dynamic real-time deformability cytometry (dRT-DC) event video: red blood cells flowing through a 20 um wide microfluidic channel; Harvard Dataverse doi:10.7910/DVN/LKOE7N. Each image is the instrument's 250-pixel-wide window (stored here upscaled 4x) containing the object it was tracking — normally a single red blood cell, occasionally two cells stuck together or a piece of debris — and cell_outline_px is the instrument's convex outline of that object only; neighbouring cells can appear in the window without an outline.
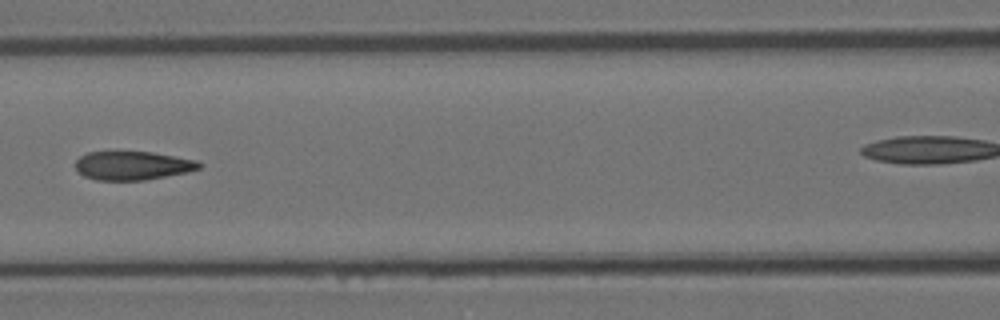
{"species": "Egyptian fruit bat (a non-hibernating species)", "species_latin": "Rousettus aegyptiacus", "temperature_condition": "room temperature", "stored_images_in_passage": 7, "segment_of_instrument_passage": [1, 2], "camera_frame_rate_fps": 3000, "um_per_image_px": 0.085, "animal": {"sex": "female"}, "frame": {"image": 1, "passage_image": 6, "time_ms": 1.667, "image_size_px": [1000, 320], "cell_outline_px": [[204, 164], [200, 168], [188, 172], [144, 180], [96, 180], [84, 176], [76, 172], [76, 160], [80, 156], [88, 152], [152, 152], [196, 160]], "centroid_in_image_um": [11.26, 14.08], "position_along_channel_um": 155.3, "area_um2": 20.69}}